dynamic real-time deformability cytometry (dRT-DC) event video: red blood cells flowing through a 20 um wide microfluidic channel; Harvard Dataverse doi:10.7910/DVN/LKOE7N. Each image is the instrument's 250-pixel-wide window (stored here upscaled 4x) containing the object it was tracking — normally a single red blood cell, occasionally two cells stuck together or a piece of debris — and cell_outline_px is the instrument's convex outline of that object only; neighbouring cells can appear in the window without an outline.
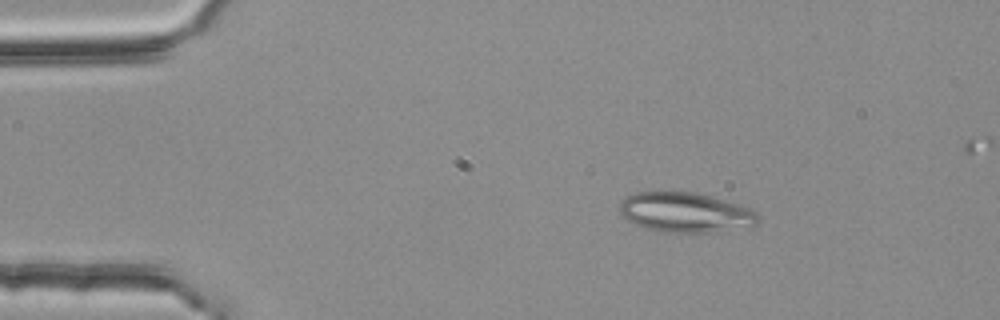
{"species": "common noctule bat (a hibernating species)", "species_latin": "Nyctalus noctula", "temperature_condition": "room temperature", "stored_images_in_passage": 3, "camera_frame_rate_fps": 3000, "um_per_image_px": 0.085, "animal": {"sex": "female", "body_mass_g": 25.1}, "frame": {"image": 1, "passage_image": 1, "time_ms": 0.0, "image_size_px": [1000, 320], "cell_outline_px": [[760, 220], [756, 224], [712, 232], [652, 232], [628, 220], [620, 212], [620, 200], [636, 192], [696, 192], [740, 204], [756, 212], [760, 216]], "centroid_in_image_um": [58.23, 18.05], "position_along_channel_um": 26.8, "area_um2": 32.08}}